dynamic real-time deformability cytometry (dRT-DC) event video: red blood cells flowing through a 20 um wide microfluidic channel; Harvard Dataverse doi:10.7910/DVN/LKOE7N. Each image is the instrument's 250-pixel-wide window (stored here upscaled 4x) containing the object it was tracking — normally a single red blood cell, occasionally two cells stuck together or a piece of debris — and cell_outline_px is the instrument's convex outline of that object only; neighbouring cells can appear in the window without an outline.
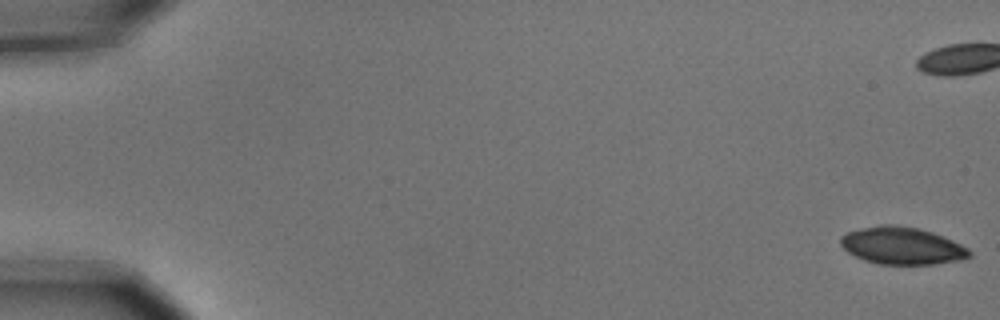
{"species": "common noctule bat (a hibernating species)", "species_latin": "Nyctalus noctula", "temperature_condition": "cold", "stored_images_in_passage": 6, "camera_frame_rate_fps": 3000, "um_per_image_px": 0.085, "animal": {"sex": "male", "body_mass_g": 15.6}, "frame": {"image": 1, "passage_image": 1, "time_ms": 0.0, "image_size_px": [1000, 320], "cell_outline_px": [[972, 256], [960, 260], [936, 264], [880, 264], [864, 260], [848, 252], [840, 244], [840, 236], [848, 232], [860, 228], [880, 224], [896, 224], [920, 228], [932, 232], [952, 240], [968, 248], [972, 252]], "centroid_in_image_um": [76.68, 20.88], "position_along_channel_um": 8.3, "area_um2": 28.15}}